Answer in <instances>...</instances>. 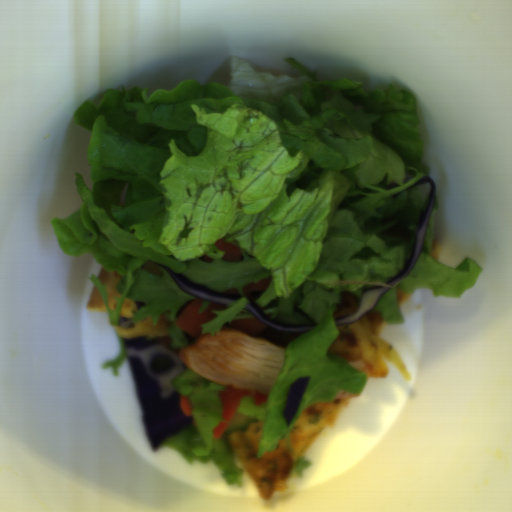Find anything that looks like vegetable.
<instances>
[{
	"mask_svg": "<svg viewBox=\"0 0 512 512\" xmlns=\"http://www.w3.org/2000/svg\"><path fill=\"white\" fill-rule=\"evenodd\" d=\"M313 465V462L307 459L306 455L302 456L301 458H297L292 466V469L290 471L291 474L296 475L300 479H304V472L306 469L311 468Z\"/></svg>",
	"mask_w": 512,
	"mask_h": 512,
	"instance_id": "vegetable-5",
	"label": "vegetable"
},
{
	"mask_svg": "<svg viewBox=\"0 0 512 512\" xmlns=\"http://www.w3.org/2000/svg\"><path fill=\"white\" fill-rule=\"evenodd\" d=\"M170 387L180 396L189 398L192 421L179 434L165 440L160 448L177 450L189 465L194 461L207 464L211 460L225 484L241 488L243 471L235 462L226 435L222 433L220 438H214V429L224 422L219 392L226 386L201 377L184 364V370L170 382Z\"/></svg>",
	"mask_w": 512,
	"mask_h": 512,
	"instance_id": "vegetable-2",
	"label": "vegetable"
},
{
	"mask_svg": "<svg viewBox=\"0 0 512 512\" xmlns=\"http://www.w3.org/2000/svg\"><path fill=\"white\" fill-rule=\"evenodd\" d=\"M227 85L186 79L171 90L107 89L99 105L84 100L72 119L91 132L89 189L74 172L82 205L50 220L65 254L91 255L121 277L108 306L118 327L126 299L143 301L131 323L163 315L174 349L190 346L177 324L183 303L197 299L147 262L183 274L213 292L237 288L240 299L212 310L200 325L215 336L233 320L254 317L243 286L271 281L255 304L267 320L313 325L284 348V363L265 403L244 396L236 411L263 420L256 458L274 451L302 413L333 402L338 392L362 393L367 377L329 351L341 293L386 284L409 263L431 197L417 97L391 83L366 90L351 78L319 80L294 58L298 76L259 71L231 56ZM235 244L242 261L220 259L216 240ZM207 254L212 263L199 260ZM310 377L290 424L282 416L289 386Z\"/></svg>",
	"mask_w": 512,
	"mask_h": 512,
	"instance_id": "vegetable-1",
	"label": "vegetable"
},
{
	"mask_svg": "<svg viewBox=\"0 0 512 512\" xmlns=\"http://www.w3.org/2000/svg\"><path fill=\"white\" fill-rule=\"evenodd\" d=\"M116 336H117L118 343H119V346H120V355L116 359L111 361V362L103 363L101 365V368L103 370H107L108 368H111L113 376L117 377L119 375L120 367L123 365V363L126 361V359L128 357L126 355V351H125V347H124V343H123L124 339L120 335H118L117 333H116Z\"/></svg>",
	"mask_w": 512,
	"mask_h": 512,
	"instance_id": "vegetable-4",
	"label": "vegetable"
},
{
	"mask_svg": "<svg viewBox=\"0 0 512 512\" xmlns=\"http://www.w3.org/2000/svg\"><path fill=\"white\" fill-rule=\"evenodd\" d=\"M210 303H211V302H209V301H207V300L203 299V303H202V305H201V307H200V309H199V311H198V314H199V313H201V312H203V311H205V310H206V308L209 306V304H210Z\"/></svg>",
	"mask_w": 512,
	"mask_h": 512,
	"instance_id": "vegetable-6",
	"label": "vegetable"
},
{
	"mask_svg": "<svg viewBox=\"0 0 512 512\" xmlns=\"http://www.w3.org/2000/svg\"><path fill=\"white\" fill-rule=\"evenodd\" d=\"M438 209L439 200L436 196L420 256L415 266L400 280L396 288L389 287L390 289L369 311L380 312L383 321L389 325H401L405 322L398 301V289L406 293H414L415 289H430L434 297L460 299L465 291L476 284L483 271L480 264L469 257H465L456 268L442 264L433 258L432 241Z\"/></svg>",
	"mask_w": 512,
	"mask_h": 512,
	"instance_id": "vegetable-3",
	"label": "vegetable"
}]
</instances>
